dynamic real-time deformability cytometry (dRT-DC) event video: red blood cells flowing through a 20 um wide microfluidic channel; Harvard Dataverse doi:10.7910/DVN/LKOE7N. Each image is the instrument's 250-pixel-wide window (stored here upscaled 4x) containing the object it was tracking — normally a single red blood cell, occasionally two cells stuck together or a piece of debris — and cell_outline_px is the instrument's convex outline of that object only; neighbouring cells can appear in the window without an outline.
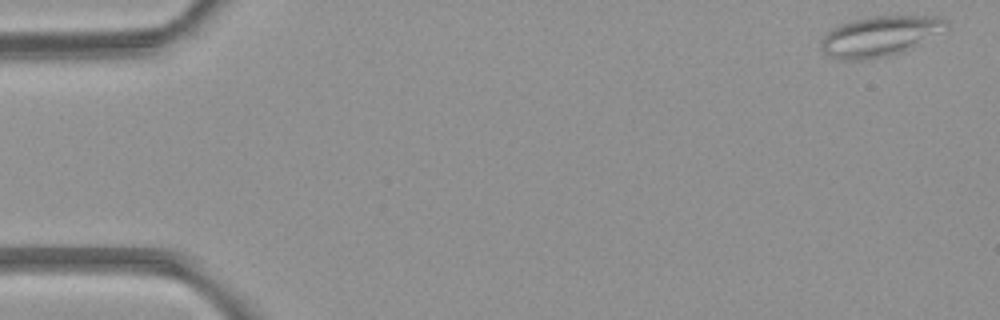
{"species": "common noctule bat (a hibernating species)", "species_latin": "Nyctalus noctula", "temperature_condition": "room temperature", "stored_images_in_passage": 6, "camera_frame_rate_fps": 3000, "um_per_image_px": 0.085, "animal": {"sex": "female", "body_mass_g": 21.9}, "frame": {"image": 1, "passage_image": 1, "time_ms": 0.0, "image_size_px": [1000, 320], "cell_outline_px": [[948, 28], [900, 52], [888, 56], [860, 60], [840, 60], [824, 52], [820, 48], [820, 44], [824, 36], [832, 28], [840, 24], [872, 16], [932, 16], [948, 20]], "centroid_in_image_um": [74.75, 3.07], "position_along_channel_um": 10.2, "area_um2": 28.73}}